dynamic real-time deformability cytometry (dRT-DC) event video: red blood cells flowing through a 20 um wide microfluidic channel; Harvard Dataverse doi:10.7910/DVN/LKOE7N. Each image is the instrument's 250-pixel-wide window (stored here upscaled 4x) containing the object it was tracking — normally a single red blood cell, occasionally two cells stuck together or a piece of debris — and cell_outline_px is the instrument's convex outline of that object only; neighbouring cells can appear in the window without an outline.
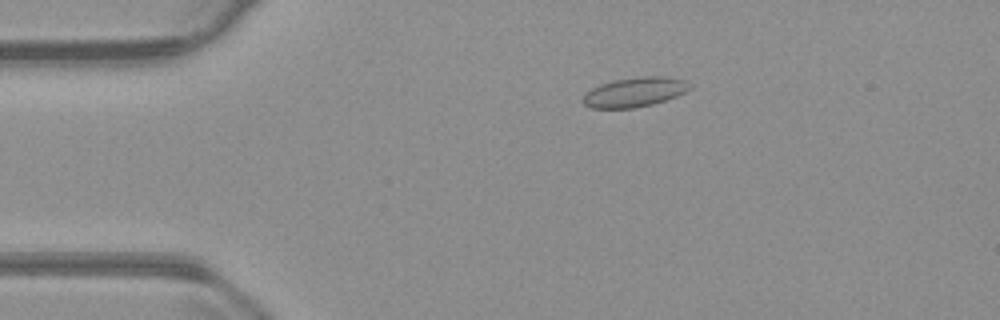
{"species": "common noctule bat (a hibernating species)", "species_latin": "Nyctalus noctula", "temperature_condition": "warm", "stored_images_in_passage": 52, "camera_frame_rate_fps": 3000, "um_per_image_px": 0.085, "animal": {"sex": "male", "body_mass_g": 23.1, "forearm_length_mm": 52.7}, "frame": {"image": 1, "passage_image": 7, "time_ms": 2.0, "image_size_px": [1000, 320], "cell_outline_px": [[692, 88], [676, 96], [652, 104], [632, 108], [592, 108], [584, 104], [580, 100], [592, 88], [600, 84], [612, 80], [640, 76], [668, 76], [688, 80], [692, 84]], "centroid_in_image_um": [53.98, 7.81], "position_along_channel_um": 31.0, "area_um2": 18.55}}
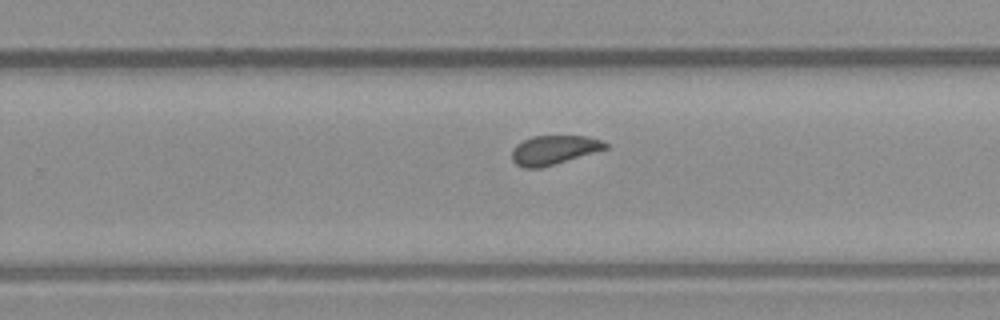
{"frame": {"image": 2, "passage_image": 31, "time_ms": 10.0, "image_size_px": [1000, 320], "cell_outline_px": [[608, 148], [540, 168], [524, 168], [516, 164], [512, 160], [512, 148], [516, 144], [532, 136], [588, 136], [600, 140], [608, 144]], "centroid_in_image_um": [47.05, 12.74], "position_along_channel_um": 282.8, "area_um2": 15.72}}
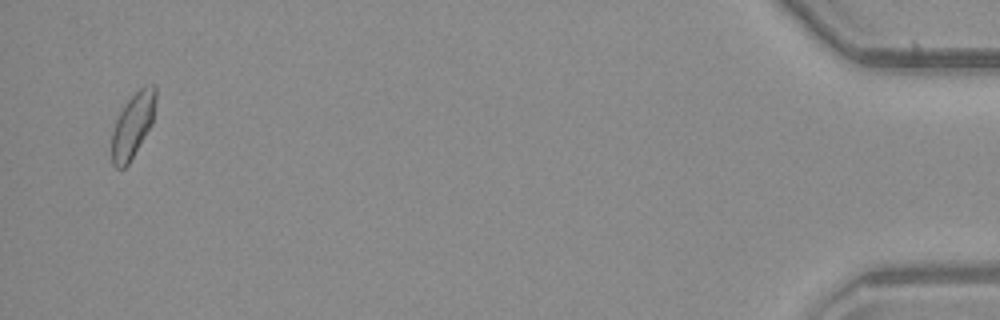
{"frame": {"image": 3, "passage_image": 50, "time_ms": 16.333, "image_size_px": [1000, 320], "cell_outline_px": [[156, 100], [152, 124], [128, 164], [124, 168], [116, 168], [112, 164], [112, 132], [116, 120], [120, 112], [128, 100], [140, 88], [152, 84], [156, 88]], "centroid_in_image_um": [11.29, 10.65], "position_along_channel_um": 423.9, "area_um2": 16.3}, "authors_computed_cell_mechanics": {"area_um2": 16.4152, "velocity_mm_per_s": 3.7136, "shape_relaxation_time_tau1_ms": null, "shape_relaxation_time_tau2_ms": 1.196, "deformation_change_tau1": null, "deformation_change_tau2": 0.0509}}